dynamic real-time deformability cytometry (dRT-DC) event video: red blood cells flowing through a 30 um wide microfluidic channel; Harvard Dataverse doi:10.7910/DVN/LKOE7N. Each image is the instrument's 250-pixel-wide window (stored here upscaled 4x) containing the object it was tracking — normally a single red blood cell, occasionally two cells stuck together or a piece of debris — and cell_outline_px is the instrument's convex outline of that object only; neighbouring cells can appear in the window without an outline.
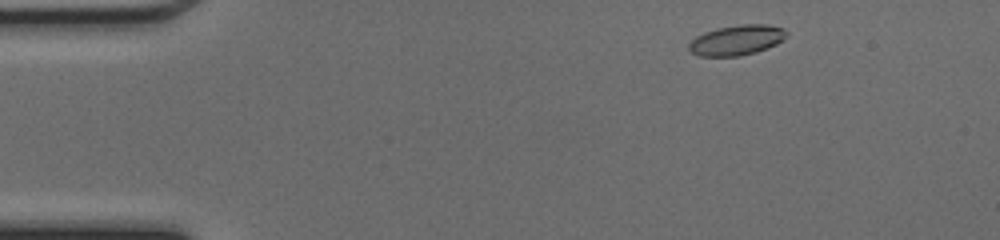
{"species": "common noctule bat (a hibernating species)", "species_latin": "Nyctalus noctula", "temperature_condition": "cold", "stored_images_in_passage": 44, "camera_frame_rate_fps": 3000, "um_per_image_px": 0.085, "animal": {"sex": "female", "body_mass_g": 17.0, "forearm_length_mm": 48.0}, "frame": {"image": 1, "passage_image": 2, "time_ms": 0.333, "image_size_px": [1000, 240], "cell_outline_px": [[788, 36], [776, 44], [756, 52], [740, 56], [700, 56], [692, 52], [688, 48], [688, 44], [696, 36], [704, 32], [716, 28], [740, 24], [768, 24], [784, 28], [788, 32]], "centroid_in_image_um": [62.64, 3.4], "position_along_channel_um": 22.4, "area_um2": 17.28}}
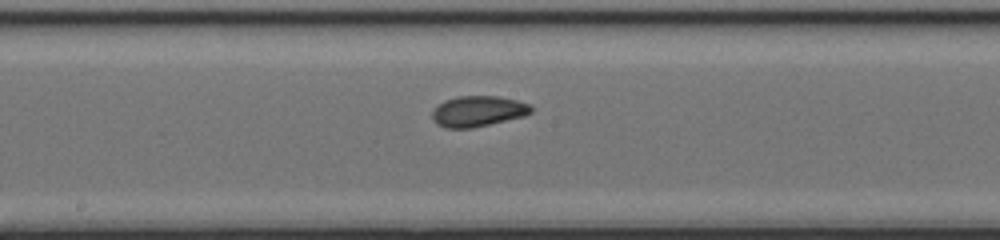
{"frame": {"image": 2, "passage_image": 21, "time_ms": 6.667, "image_size_px": [1000, 240], "cell_outline_px": [[532, 112], [524, 116], [472, 128], [444, 128], [436, 124], [432, 120], [432, 112], [436, 104], [444, 100], [456, 96], [496, 96], [516, 100], [528, 104], [532, 108]], "centroid_in_image_um": [40.56, 9.45], "position_along_channel_um": 207.6, "area_um2": 17.8}}
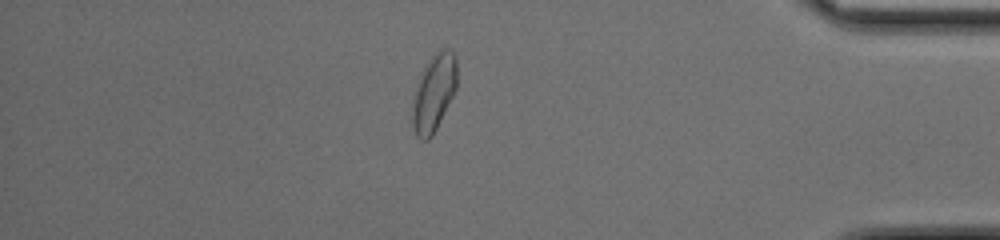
{"frame": {"image": 3, "passage_image": 37, "time_ms": 12.0, "image_size_px": [1000, 240], "cell_outline_px": [[456, 88], [432, 136], [428, 140], [420, 140], [416, 136], [412, 124], [412, 104], [420, 72], [432, 56], [440, 48], [452, 48], [456, 56]], "centroid_in_image_um": [36.87, 7.86], "position_along_channel_um": 398.3, "area_um2": 19.94}, "authors_computed_cell_mechanics": {"area_um2": 17.8024, "velocity_mm_per_s": 4.2643, "shape_relaxation_time_tau1_ms": 4.6, "shape_relaxation_time_tau2_ms": 1.9099, "deformation_change_tau1": 0.1254, "deformation_change_tau2": 0.0623}}